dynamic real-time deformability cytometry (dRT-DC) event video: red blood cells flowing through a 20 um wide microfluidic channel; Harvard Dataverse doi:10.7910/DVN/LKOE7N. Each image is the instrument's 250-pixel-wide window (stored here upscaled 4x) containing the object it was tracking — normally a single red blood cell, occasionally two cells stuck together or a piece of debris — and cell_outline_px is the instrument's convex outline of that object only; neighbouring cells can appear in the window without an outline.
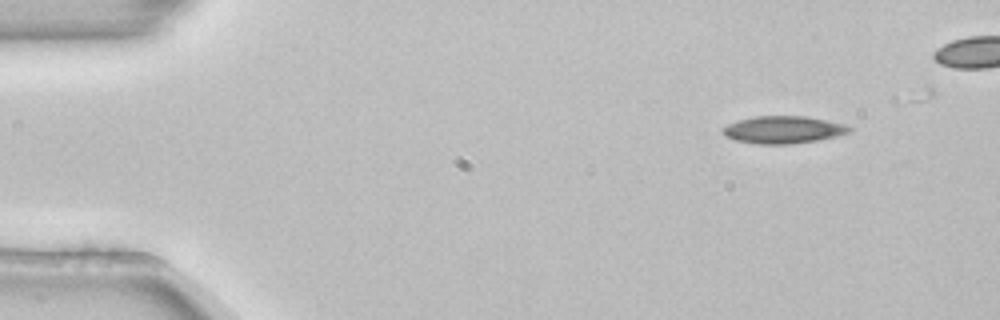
{"species": "common noctule bat (a hibernating species)", "species_latin": "Nyctalus noctula", "temperature_condition": "room temperature", "stored_images_in_passage": 6, "camera_frame_rate_fps": 3000, "um_per_image_px": 0.085, "animal": {"sex": "female", "body_mass_g": 22.7, "forearm_length_mm": 54.2}, "frame": {"image": 1, "passage_image": 1, "time_ms": 0.0, "image_size_px": [1000, 320], "cell_outline_px": [[852, 132], [836, 136], [816, 140], [792, 144], [756, 144], [736, 140], [724, 136], [724, 128], [728, 124], [740, 120], [756, 116], [804, 116], [844, 124], [852, 128]], "centroid_in_image_um": [66.59, 11.03], "position_along_channel_um": 18.4, "area_um2": 19.94}}